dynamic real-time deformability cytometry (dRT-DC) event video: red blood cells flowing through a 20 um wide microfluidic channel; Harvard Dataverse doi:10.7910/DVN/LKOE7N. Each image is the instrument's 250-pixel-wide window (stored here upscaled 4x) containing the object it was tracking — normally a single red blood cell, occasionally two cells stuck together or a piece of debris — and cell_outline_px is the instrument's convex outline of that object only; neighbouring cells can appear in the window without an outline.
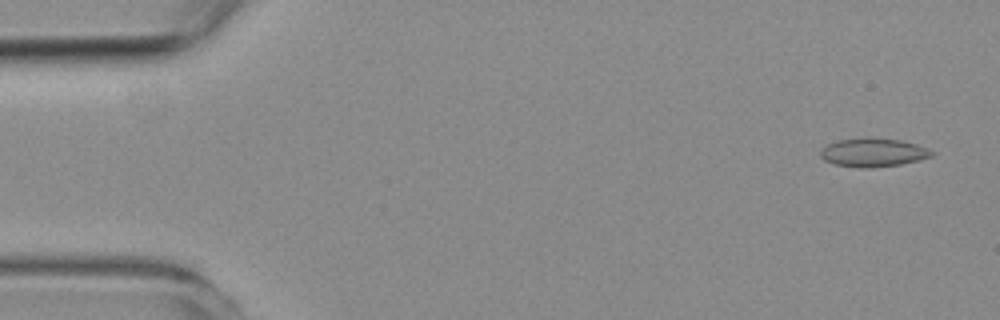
{"species": "common noctule bat (a hibernating species)", "species_latin": "Nyctalus noctula", "temperature_condition": "room temperature", "stored_images_in_passage": 55, "camera_frame_rate_fps": 3000, "um_per_image_px": 0.085, "animal": {"sex": "female", "body_mass_g": 19.3, "forearm_length_mm": 54.1}, "frame": {"image": 1, "passage_image": 3, "time_ms": 0.667, "image_size_px": [1000, 320], "cell_outline_px": [[936, 152], [932, 156], [920, 160], [900, 164], [872, 168], [860, 168], [836, 164], [824, 160], [820, 156], [820, 152], [828, 144], [840, 140], [900, 140], [916, 144], [928, 148]], "centroid_in_image_um": [74.28, 13.01], "position_along_channel_um": 10.7, "area_um2": 17.8}}
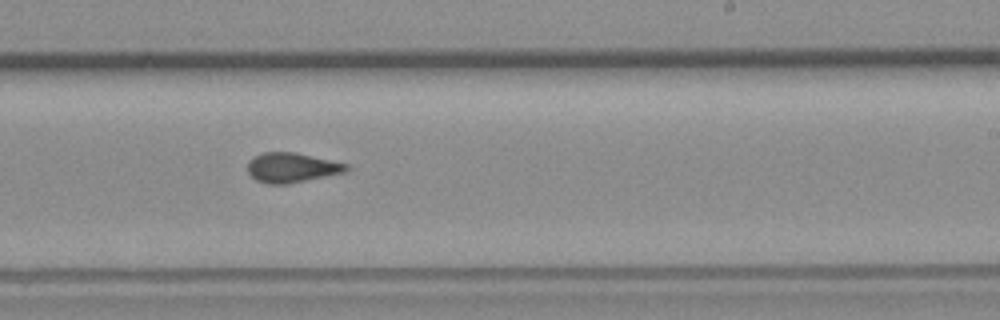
{"frame": {"image": 2, "passage_image": 33, "time_ms": 10.667, "image_size_px": [1000, 320], "cell_outline_px": [[352, 168], [344, 172], [288, 184], [268, 184], [256, 180], [248, 172], [248, 160], [252, 156], [264, 152], [296, 152], [348, 164]], "centroid_in_image_um": [24.79, 14.24], "position_along_channel_um": 264.2, "area_um2": 17.17}}
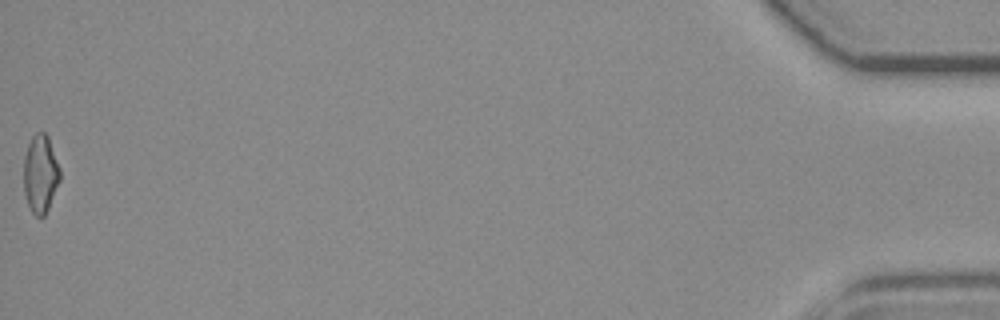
{"frame": {"image": 3, "passage_image": 55, "time_ms": 18.0, "image_size_px": [1000, 320], "cell_outline_px": [[60, 180], [48, 208], [44, 216], [36, 216], [32, 212], [28, 204], [24, 192], [24, 156], [28, 144], [32, 136], [36, 132], [44, 132], [48, 136], [60, 168]], "centroid_in_image_um": [3.43, 14.76], "position_along_channel_um": 431.8, "area_um2": 16.42}, "authors_computed_cell_mechanics": {"area_um2": 17.1666, "velocity_mm_per_s": 3.759, "shape_relaxation_time_tau1_ms": null, "shape_relaxation_time_tau2_ms": 1.4539, "deformation_change_tau1": null, "deformation_change_tau2": 0.0802}}